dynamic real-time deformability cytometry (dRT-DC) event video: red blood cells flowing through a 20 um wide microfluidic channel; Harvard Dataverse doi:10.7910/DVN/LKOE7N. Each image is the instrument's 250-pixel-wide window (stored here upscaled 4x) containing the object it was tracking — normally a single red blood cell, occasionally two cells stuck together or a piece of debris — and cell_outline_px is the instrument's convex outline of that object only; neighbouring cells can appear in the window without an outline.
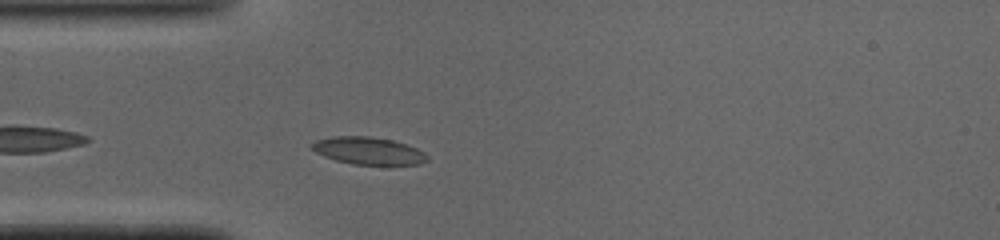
{"species": "common noctule bat (a hibernating species)", "species_latin": "Nyctalus noctula", "temperature_condition": "cold", "stored_images_in_passage": 28, "camera_frame_rate_fps": 3000, "um_per_image_px": 0.085, "animal": {"sex": "male", "body_mass_g": 19.0, "forearm_length_mm": 50.8}, "frame": {"image": 1, "passage_image": 3, "time_ms": 0.667, "image_size_px": [1000, 240], "cell_outline_px": [[428, 160], [420, 164], [352, 164], [336, 160], [324, 156], [308, 148], [316, 140], [332, 136], [368, 136], [392, 140], [416, 148], [424, 152], [428, 156]], "centroid_in_image_um": [31.28, 12.81], "position_along_channel_um": 53.7, "area_um2": 18.26}}
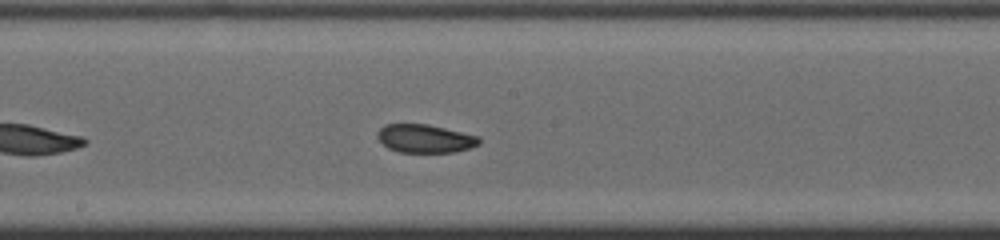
{"frame": {"image": 2, "passage_image": 15, "time_ms": 4.667, "image_size_px": [1000, 240], "cell_outline_px": [[480, 144], [472, 148], [452, 152], [400, 152], [388, 148], [376, 136], [380, 128], [388, 124], [428, 124], [480, 136]], "centroid_in_image_um": [36.17, 11.78], "position_along_channel_um": 212.0, "area_um2": 16.76}}
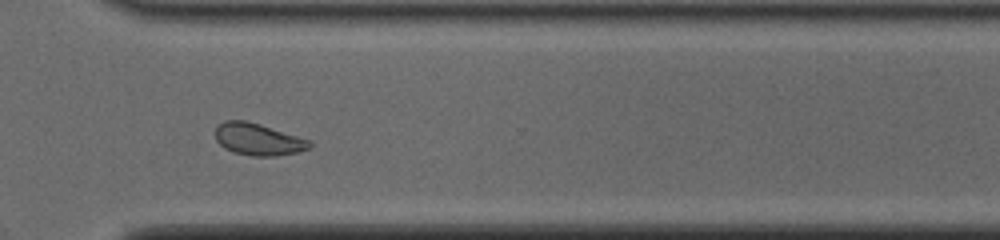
{"frame": {"image": 3, "passage_image": 25, "time_ms": 8.0, "image_size_px": [1000, 240], "cell_outline_px": [[312, 148], [296, 152], [276, 156], [252, 156], [236, 152], [224, 148], [216, 140], [216, 128], [224, 120], [244, 120], [260, 124], [312, 140]], "centroid_in_image_um": [21.98, 11.84], "position_along_channel_um": 348.6, "area_um2": 17.57}, "authors_computed_cell_mechanics": {"area_um2": 17.4845, "velocity_mm_per_s": 4.0759, "shape_relaxation_time_tau1_ms": null, "shape_relaxation_time_tau2_ms": 4.1427, "deformation_change_tau1": null, "deformation_change_tau2": 0.0876}}